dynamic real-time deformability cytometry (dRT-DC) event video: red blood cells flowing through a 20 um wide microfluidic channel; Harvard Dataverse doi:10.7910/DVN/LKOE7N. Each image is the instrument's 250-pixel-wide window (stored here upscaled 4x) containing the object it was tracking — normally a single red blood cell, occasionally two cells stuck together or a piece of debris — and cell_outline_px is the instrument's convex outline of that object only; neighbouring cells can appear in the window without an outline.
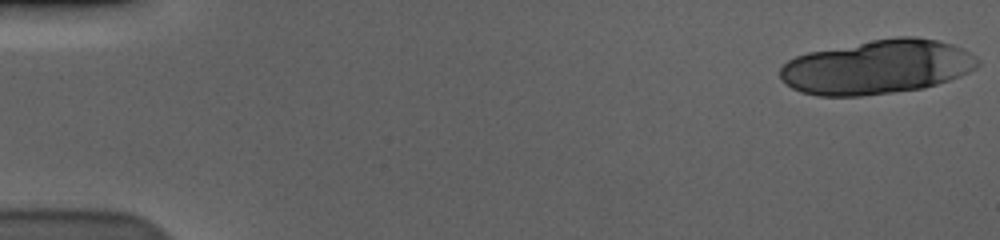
{"species": "human", "species_latin": "Homo sapiens", "temperature_condition": "cold", "stored_images_in_passage": 19, "camera_frame_rate_fps": 3000, "um_per_image_px": 0.085, "donor": {"sex": "male"}, "frame": {"image": 1, "passage_image": 1, "time_ms": 0.0, "image_size_px": [1000, 240], "cell_outline_px": [[980, 64], [976, 68], [960, 76], [924, 88], [860, 96], [816, 96], [800, 92], [792, 88], [780, 80], [780, 68], [788, 60], [796, 56], [808, 52], [872, 40], [900, 36], [912, 36], [936, 40], [952, 44], [976, 56], [980, 60]], "centroid_in_image_um": [74.54, 5.7], "position_along_channel_um": 10.5, "area_um2": 62.37}}